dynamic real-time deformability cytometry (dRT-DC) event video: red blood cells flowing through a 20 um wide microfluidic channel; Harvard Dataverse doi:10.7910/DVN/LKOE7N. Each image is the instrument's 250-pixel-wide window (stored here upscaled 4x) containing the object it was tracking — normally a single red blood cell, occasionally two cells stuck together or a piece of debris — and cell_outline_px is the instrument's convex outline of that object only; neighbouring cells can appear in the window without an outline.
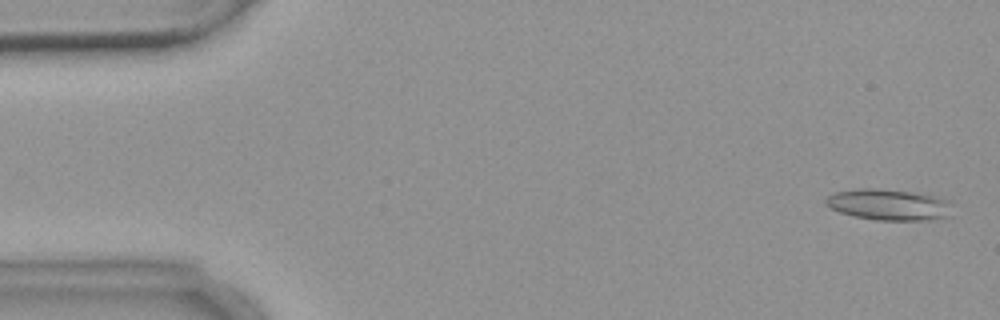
{"species": "common noctule bat (a hibernating species)", "species_latin": "Nyctalus noctula", "temperature_condition": "warm", "stored_images_in_passage": 5, "camera_frame_rate_fps": 3000, "um_per_image_px": 0.085, "animal": {"sex": "female", "body_mass_g": 18.4}, "frame": {"image": 1, "passage_image": 1, "time_ms": 0.0, "image_size_px": [1000, 320], "cell_outline_px": [[952, 216], [932, 220], [876, 220], [852, 216], [840, 212], [832, 208], [824, 200], [828, 196], [836, 192], [860, 188], [872, 188], [912, 192], [936, 196], [952, 200]], "centroid_in_image_um": [75.64, 17.4], "position_along_channel_um": 9.4, "area_um2": 23.18}}
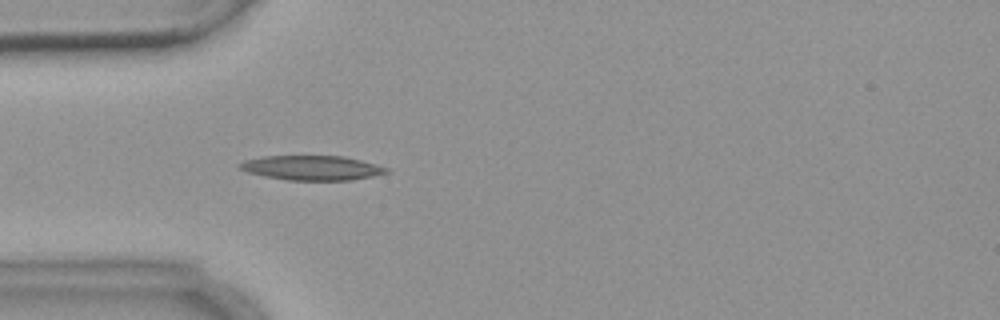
{"frame": {"image": 2, "passage_image": 5, "time_ms": 4.667, "image_size_px": [1000, 320], "cell_outline_px": [[392, 172], [352, 180], [288, 180], [264, 176], [248, 172], [240, 168], [240, 164], [244, 160], [264, 156], [344, 156], [376, 164], [388, 168]], "centroid_in_image_um": [26.56, 14.27], "position_along_channel_um": 58.4, "area_um2": 20.92}}